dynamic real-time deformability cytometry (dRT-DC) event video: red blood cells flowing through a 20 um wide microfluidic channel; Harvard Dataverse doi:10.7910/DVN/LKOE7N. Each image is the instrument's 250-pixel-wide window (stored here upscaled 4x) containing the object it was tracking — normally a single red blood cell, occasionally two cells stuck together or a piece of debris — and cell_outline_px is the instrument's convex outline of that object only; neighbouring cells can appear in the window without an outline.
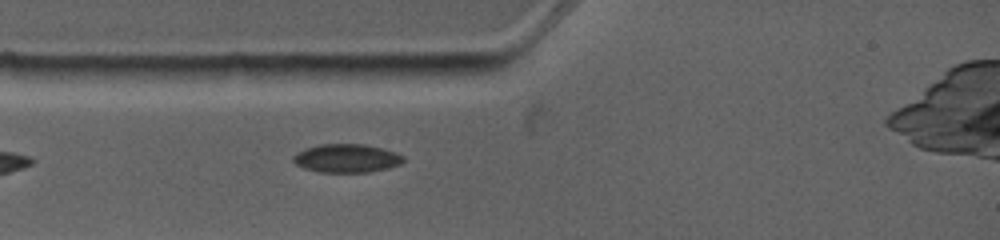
{"species": "common noctule bat (a hibernating species)", "species_latin": "Nyctalus noctula", "temperature_condition": "warm", "stored_images_in_passage": 1, "camera_frame_rate_fps": 4500, "um_per_image_px": 0.085, "animal": {"sex": "female", "body_mass_g": 19.0, "forearm_length_mm": 53.3}, "frame": {"image": 1, "passage_image": 1, "time_ms": 0.0, "image_size_px": [1000, 240], "cell_outline_px": [[404, 160], [400, 164], [368, 172], [320, 172], [304, 168], [296, 164], [292, 160], [292, 156], [296, 152], [304, 148], [320, 144], [364, 144], [396, 152], [404, 156]], "centroid_in_image_um": [29.41, 13.44], "position_along_channel_um": 55.6, "area_um2": 18.21}}